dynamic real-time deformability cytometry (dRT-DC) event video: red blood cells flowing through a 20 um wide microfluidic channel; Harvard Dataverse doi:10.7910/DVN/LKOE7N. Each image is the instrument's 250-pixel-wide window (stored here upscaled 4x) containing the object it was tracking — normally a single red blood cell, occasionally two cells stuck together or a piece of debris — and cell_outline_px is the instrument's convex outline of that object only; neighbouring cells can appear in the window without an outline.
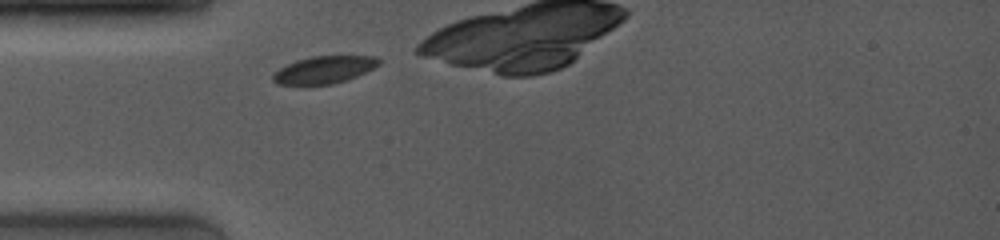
{"species": "common noctule bat (a hibernating species)", "species_latin": "Nyctalus noctula", "temperature_condition": "room temperature", "stored_images_in_passage": 21, "camera_frame_rate_fps": 4000, "um_per_image_px": 0.085, "animal": {"sex": "female", "body_mass_g": 19.0, "forearm_length_mm": 53.3}, "frame": {"image": 1, "passage_image": 1, "time_ms": 0.0, "image_size_px": [1000, 240], "cell_outline_px": [[380, 64], [348, 80], [332, 84], [308, 88], [296, 88], [276, 84], [272, 80], [272, 76], [280, 68], [296, 60], [312, 56], [376, 56], [380, 60]], "centroid_in_image_um": [27.45, 6.0], "position_along_channel_um": 57.5, "area_um2": 17.63}}
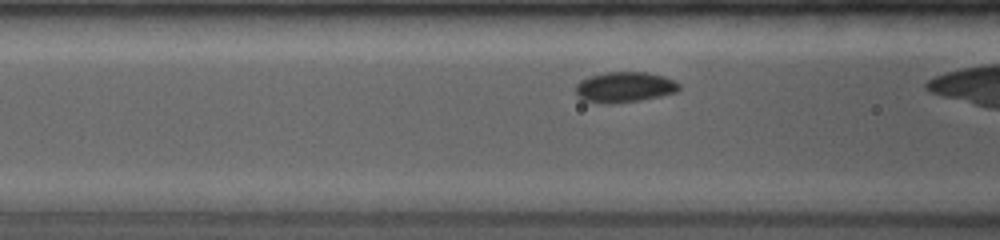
{"frame": {"image": 2, "passage_image": 10, "time_ms": 1.5, "image_size_px": [1000, 240], "cell_outline_px": [[680, 88], [676, 92], [660, 96], [640, 100], [612, 104], [600, 104], [584, 100], [576, 96], [576, 84], [580, 80], [588, 76], [608, 72], [648, 72], [664, 76], [680, 84]], "centroid_in_image_um": [53.05, 7.41], "position_along_channel_um": 113.5, "area_um2": 18.55}}